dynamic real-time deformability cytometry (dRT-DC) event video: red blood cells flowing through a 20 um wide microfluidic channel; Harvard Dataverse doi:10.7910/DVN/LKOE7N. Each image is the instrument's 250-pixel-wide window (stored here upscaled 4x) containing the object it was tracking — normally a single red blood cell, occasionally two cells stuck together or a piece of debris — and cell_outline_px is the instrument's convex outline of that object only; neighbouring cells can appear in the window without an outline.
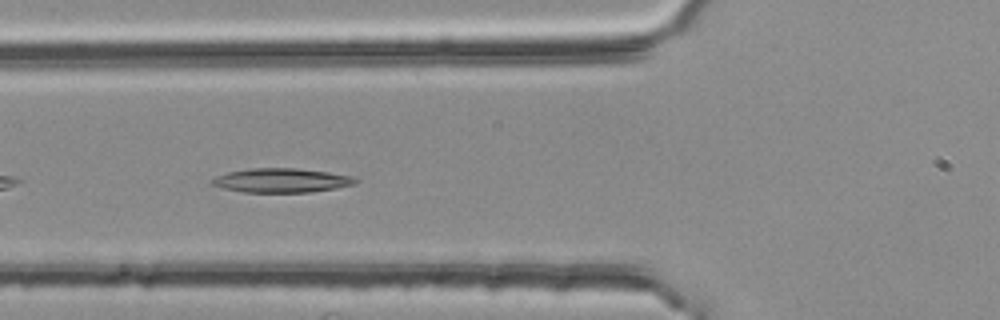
{"species": "common noctule bat (a hibernating species)", "species_latin": "Nyctalus noctula", "temperature_condition": "room temperature", "stored_images_in_passage": 28, "camera_frame_rate_fps": 3000, "um_per_image_px": 0.085, "animal": {"sex": "female", "body_mass_g": 25.1}, "frame": {"image": 1, "passage_image": 5, "time_ms": 1.333, "image_size_px": [1000, 320], "cell_outline_px": [[360, 180], [356, 184], [336, 188], [312, 192], [244, 192], [224, 188], [212, 184], [212, 180], [216, 176], [228, 172], [252, 168], [296, 168], [328, 172], [352, 176]], "centroid_in_image_um": [23.98, 15.33], "position_along_channel_um": 101.8, "area_um2": 20.11}}
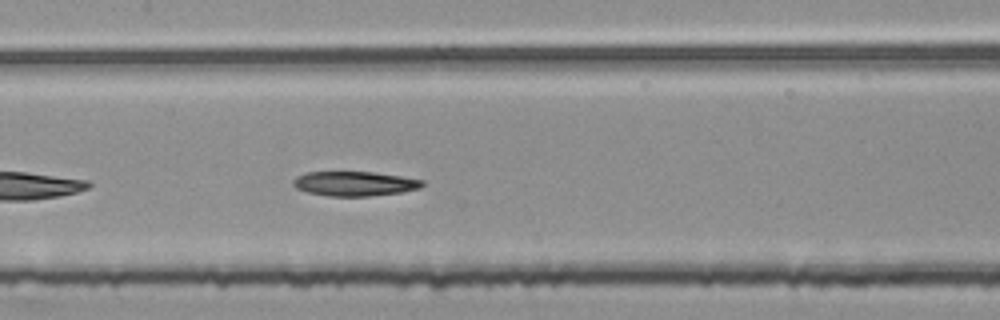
{"frame": {"image": 2, "passage_image": 11, "time_ms": 3.333, "image_size_px": [1000, 320], "cell_outline_px": [[424, 184], [420, 188], [400, 192], [368, 196], [328, 196], [308, 192], [296, 188], [292, 184], [292, 180], [296, 176], [304, 172], [372, 172], [400, 176], [424, 180]], "centroid_in_image_um": [30.1, 15.6], "position_along_channel_um": 177.3, "area_um2": 18.44}}
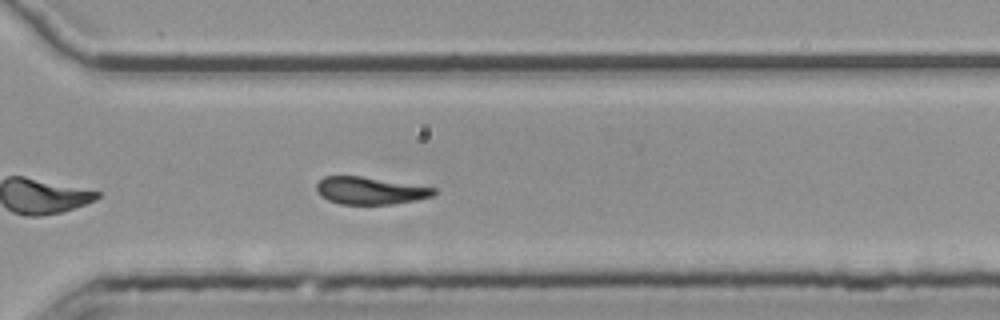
{"frame": {"image": 3, "passage_image": 24, "time_ms": 7.667, "image_size_px": [1000, 320], "cell_outline_px": [[440, 192], [432, 196], [416, 200], [392, 204], [340, 204], [328, 200], [320, 196], [316, 192], [316, 184], [324, 176], [360, 176], [436, 188]], "centroid_in_image_um": [31.45, 16.21], "position_along_channel_um": 339.2, "area_um2": 18.73}}